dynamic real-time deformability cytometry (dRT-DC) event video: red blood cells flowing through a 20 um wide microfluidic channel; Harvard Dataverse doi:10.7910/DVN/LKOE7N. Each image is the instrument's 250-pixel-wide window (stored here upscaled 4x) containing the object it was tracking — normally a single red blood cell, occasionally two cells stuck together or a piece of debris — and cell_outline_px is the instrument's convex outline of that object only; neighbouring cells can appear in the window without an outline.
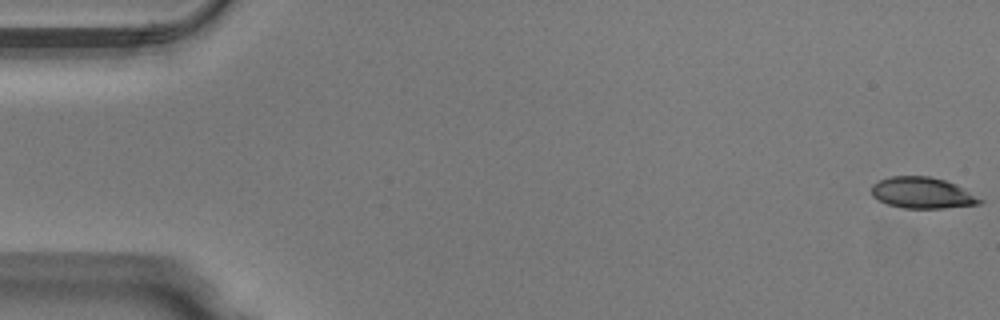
{"species": "Egyptian fruit bat (a non-hibernating species)", "species_latin": "Rousettus aegyptiacus", "temperature_condition": "warm", "stored_images_in_passage": 51, "camera_frame_rate_fps": 3000, "um_per_image_px": 0.085, "animal": {"sex": "male"}, "frame": {"image": 1, "passage_image": 1, "time_ms": 0.0, "image_size_px": [1000, 320], "cell_outline_px": [[984, 200], [980, 204], [944, 208], [904, 208], [888, 204], [872, 196], [872, 184], [880, 180], [892, 176], [928, 176], [944, 180], [956, 184], [964, 188]], "centroid_in_image_um": [78.42, 16.39], "position_along_channel_um": 6.6, "area_um2": 19.59}}
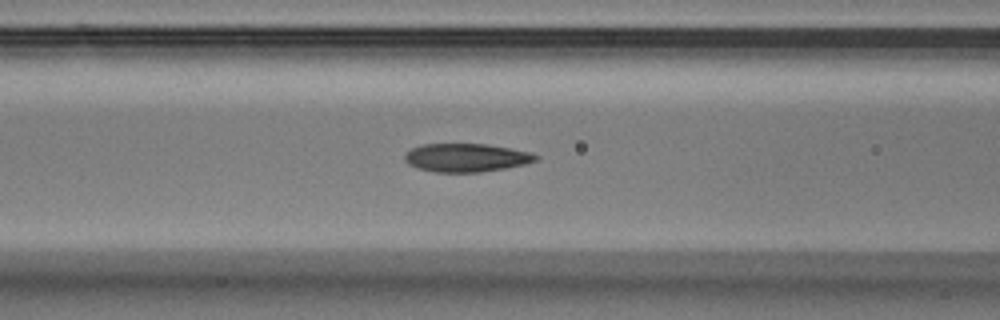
{"frame": {"image": 2, "passage_image": 21, "time_ms": 6.667, "image_size_px": [1000, 320], "cell_outline_px": [[540, 160], [524, 164], [504, 168], [480, 172], [436, 172], [416, 168], [408, 164], [404, 160], [404, 156], [412, 148], [420, 144], [488, 144], [532, 152], [540, 156]], "centroid_in_image_um": [39.65, 13.4], "position_along_channel_um": 126.9, "area_um2": 21.79}}
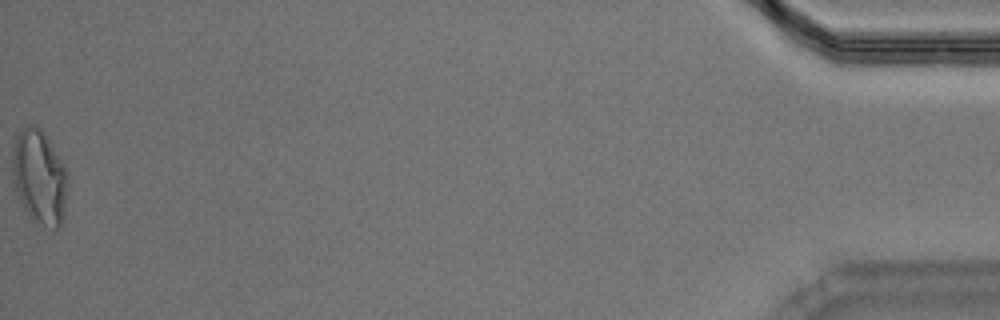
{"frame": {"image": 3, "passage_image": 51, "time_ms": 16.667, "image_size_px": [1000, 320], "cell_outline_px": [[68, 184], [64, 224], [56, 232], [36, 224], [32, 220], [24, 208], [16, 192], [12, 172], [12, 140], [20, 128], [28, 124], [32, 124], [40, 128], [64, 164], [68, 172]], "centroid_in_image_um": [3.37, 15.11], "position_along_channel_um": 431.8, "area_um2": 31.56}, "authors_computed_cell_mechanics": {"area_um2": 21.675, "velocity_mm_per_s": 4.0409, "shape_relaxation_time_tau1_ms": null, "shape_relaxation_time_tau2_ms": 2.0846, "deformation_change_tau1": null, "deformation_change_tau2": 0.0875}}